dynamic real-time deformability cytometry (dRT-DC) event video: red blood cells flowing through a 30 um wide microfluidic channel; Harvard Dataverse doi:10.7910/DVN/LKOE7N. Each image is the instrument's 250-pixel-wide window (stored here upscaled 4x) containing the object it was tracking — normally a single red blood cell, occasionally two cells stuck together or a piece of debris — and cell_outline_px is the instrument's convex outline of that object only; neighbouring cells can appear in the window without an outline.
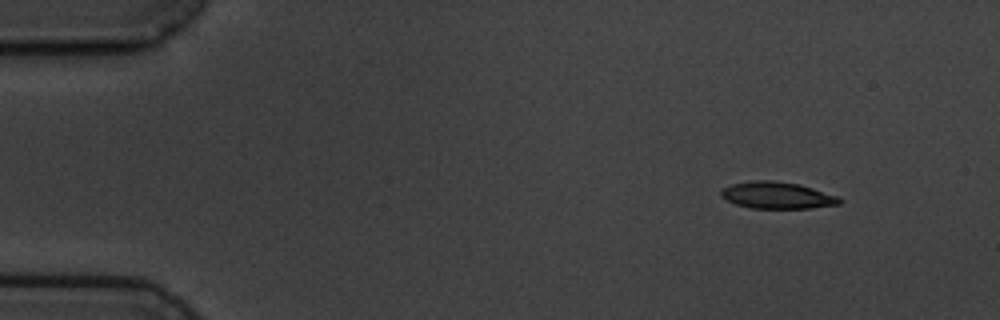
{"species": "common noctule bat (a hibernating species)", "species_latin": "Nyctalus noctula", "temperature_condition": "cold", "stored_images_in_passage": 7, "camera_frame_rate_fps": 3000, "um_per_image_px": 0.085, "animal": {"sex": "male", "body_mass_g": 19.5, "forearm_length_mm": 54.6}, "frame": {"image": 1, "passage_image": 1, "time_ms": 0.0, "image_size_px": [1000, 320], "cell_outline_px": [[844, 200], [840, 204], [808, 208], [752, 208], [736, 204], [720, 196], [720, 188], [732, 184], [748, 180], [772, 180], [800, 184], [840, 196]], "centroid_in_image_um": [66.07, 16.59], "position_along_channel_um": 18.9, "area_um2": 18.73}}
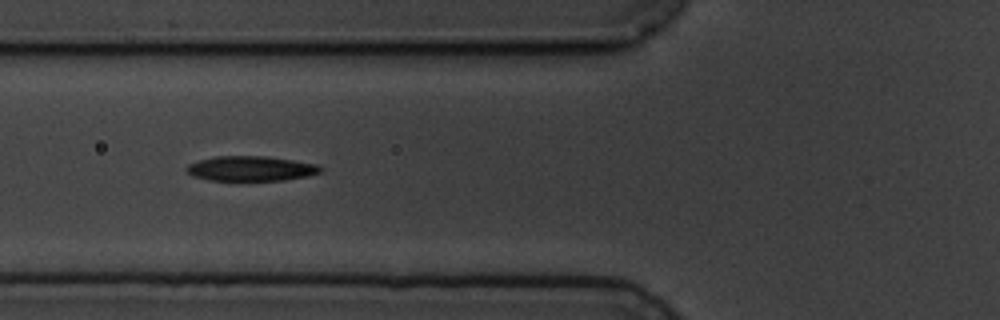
{"frame": {"image": 2, "passage_image": 5, "time_ms": 5.0, "image_size_px": [1000, 320], "cell_outline_px": [[324, 168], [320, 172], [308, 176], [284, 180], [208, 180], [192, 176], [184, 168], [188, 164], [200, 160], [216, 156], [268, 156], [316, 164]], "centroid_in_image_um": [21.31, 14.32], "position_along_channel_um": 104.5, "area_um2": 19.42}}
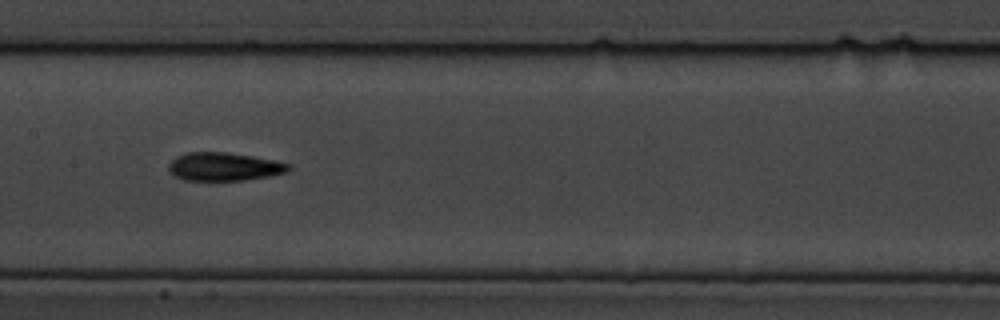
{"frame": {"image": 3, "passage_image": 7, "time_ms": 7.333, "image_size_px": [1000, 320], "cell_outline_px": [[292, 168], [288, 172], [268, 176], [244, 180], [184, 180], [176, 176], [168, 168], [168, 164], [176, 156], [188, 152], [228, 152], [252, 156], [292, 164]], "centroid_in_image_um": [19.07, 14.16], "position_along_channel_um": 188.3, "area_um2": 19.71}}